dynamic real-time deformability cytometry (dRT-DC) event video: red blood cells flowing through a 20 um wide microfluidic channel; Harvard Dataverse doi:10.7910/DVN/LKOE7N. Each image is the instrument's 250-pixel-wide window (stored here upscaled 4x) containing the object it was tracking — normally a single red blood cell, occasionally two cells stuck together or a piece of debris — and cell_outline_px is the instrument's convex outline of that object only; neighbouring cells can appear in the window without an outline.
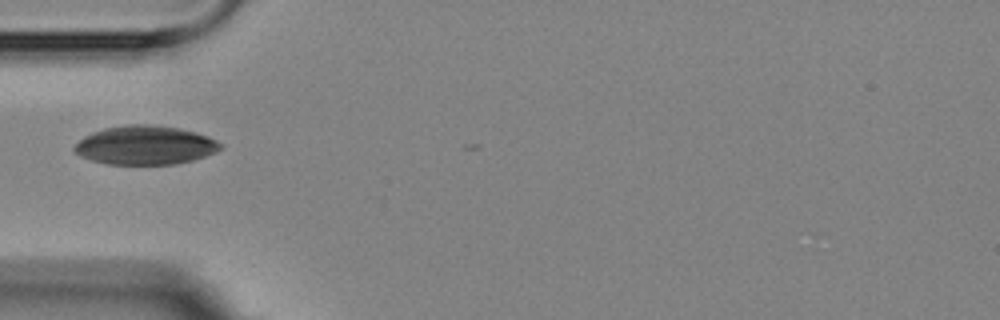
{"species": "Egyptian fruit bat (a non-hibernating species)", "species_latin": "Rousettus aegyptiacus", "temperature_condition": "room temperature", "stored_images_in_passage": 9, "camera_frame_rate_fps": 3000, "um_per_image_px": 0.085, "animal": {"sex": "female"}, "frame": {"image": 1, "passage_image": 4, "time_ms": 4.333, "image_size_px": [1000, 320], "cell_outline_px": [[224, 148], [216, 152], [192, 160], [172, 164], [108, 164], [92, 160], [80, 156], [72, 148], [84, 136], [92, 132], [104, 128], [128, 124], [152, 124], [180, 128], [196, 132], [208, 136], [224, 144]], "centroid_in_image_um": [12.37, 12.33], "position_along_channel_um": 72.6, "area_um2": 33.18}}
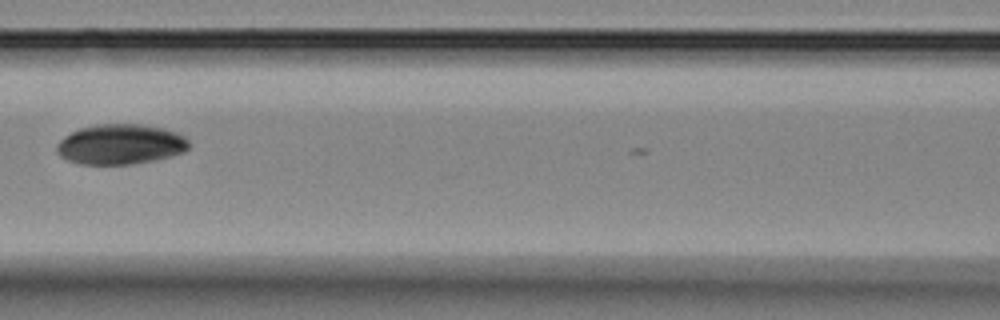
{"frame": {"image": 2, "passage_image": 6, "time_ms": 6.667, "image_size_px": [1000, 320], "cell_outline_px": [[188, 148], [184, 152], [152, 160], [128, 164], [80, 164], [68, 160], [60, 156], [56, 152], [56, 144], [64, 136], [80, 128], [100, 124], [140, 124], [164, 128], [176, 132], [184, 136], [188, 140]], "centroid_in_image_um": [10.21, 12.26], "position_along_channel_um": 156.4, "area_um2": 30.75}}
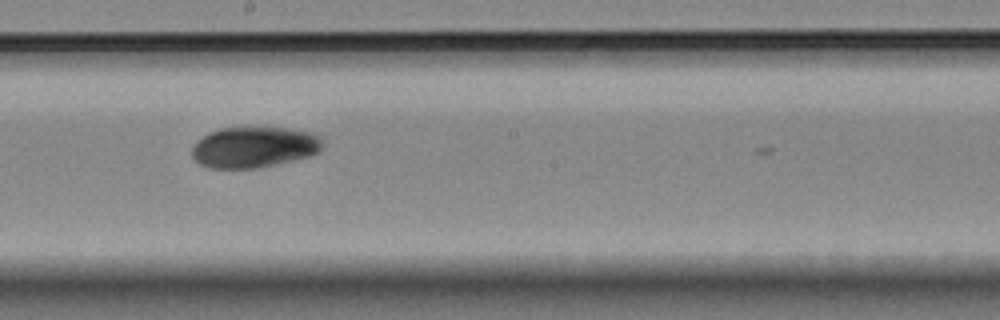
{"frame": {"image": 3, "passage_image": 8, "time_ms": 8.667, "image_size_px": [1000, 320], "cell_outline_px": [[324, 144], [320, 152], [312, 156], [256, 168], [212, 168], [200, 164], [192, 156], [192, 144], [196, 140], [220, 128], [244, 124], [284, 128], [308, 132], [320, 136]], "centroid_in_image_um": [21.6, 12.46], "position_along_channel_um": 226.6, "area_um2": 31.96}}